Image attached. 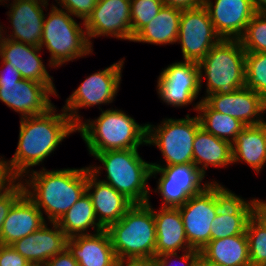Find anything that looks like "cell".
<instances>
[{
	"mask_svg": "<svg viewBox=\"0 0 266 266\" xmlns=\"http://www.w3.org/2000/svg\"><path fill=\"white\" fill-rule=\"evenodd\" d=\"M52 107L44 114L20 118V131L17 150L14 157L8 160L13 173L22 180L30 167L42 163L56 147L73 132L76 125L62 109L55 114Z\"/></svg>",
	"mask_w": 266,
	"mask_h": 266,
	"instance_id": "1",
	"label": "cell"
},
{
	"mask_svg": "<svg viewBox=\"0 0 266 266\" xmlns=\"http://www.w3.org/2000/svg\"><path fill=\"white\" fill-rule=\"evenodd\" d=\"M29 173L23 183L25 194L47 214L50 223L57 222L86 192L88 167L52 171L43 167Z\"/></svg>",
	"mask_w": 266,
	"mask_h": 266,
	"instance_id": "2",
	"label": "cell"
},
{
	"mask_svg": "<svg viewBox=\"0 0 266 266\" xmlns=\"http://www.w3.org/2000/svg\"><path fill=\"white\" fill-rule=\"evenodd\" d=\"M87 122V123H86ZM76 126L90 155L108 150L135 149L147 145V124L139 125L122 110L107 109L95 120Z\"/></svg>",
	"mask_w": 266,
	"mask_h": 266,
	"instance_id": "3",
	"label": "cell"
},
{
	"mask_svg": "<svg viewBox=\"0 0 266 266\" xmlns=\"http://www.w3.org/2000/svg\"><path fill=\"white\" fill-rule=\"evenodd\" d=\"M117 259L155 257L156 227L150 201L133 204L107 229Z\"/></svg>",
	"mask_w": 266,
	"mask_h": 266,
	"instance_id": "4",
	"label": "cell"
},
{
	"mask_svg": "<svg viewBox=\"0 0 266 266\" xmlns=\"http://www.w3.org/2000/svg\"><path fill=\"white\" fill-rule=\"evenodd\" d=\"M137 149L108 150L93 156L107 172V181H101L111 185L133 204H144L149 202L147 181L151 177L152 166L140 157Z\"/></svg>",
	"mask_w": 266,
	"mask_h": 266,
	"instance_id": "5",
	"label": "cell"
},
{
	"mask_svg": "<svg viewBox=\"0 0 266 266\" xmlns=\"http://www.w3.org/2000/svg\"><path fill=\"white\" fill-rule=\"evenodd\" d=\"M245 53L238 39H221L211 48L198 63L200 89L203 75L207 80L206 96L229 94L245 86Z\"/></svg>",
	"mask_w": 266,
	"mask_h": 266,
	"instance_id": "6",
	"label": "cell"
},
{
	"mask_svg": "<svg viewBox=\"0 0 266 266\" xmlns=\"http://www.w3.org/2000/svg\"><path fill=\"white\" fill-rule=\"evenodd\" d=\"M51 8L49 17L44 18L40 43V48L45 46L51 54L50 67L56 68L72 59L92 53L93 47L88 40L85 27L82 29L68 11L55 5Z\"/></svg>",
	"mask_w": 266,
	"mask_h": 266,
	"instance_id": "7",
	"label": "cell"
},
{
	"mask_svg": "<svg viewBox=\"0 0 266 266\" xmlns=\"http://www.w3.org/2000/svg\"><path fill=\"white\" fill-rule=\"evenodd\" d=\"M234 194L216 181L210 182L202 192L178 207L186 238L193 249L201 251L211 241V223Z\"/></svg>",
	"mask_w": 266,
	"mask_h": 266,
	"instance_id": "8",
	"label": "cell"
},
{
	"mask_svg": "<svg viewBox=\"0 0 266 266\" xmlns=\"http://www.w3.org/2000/svg\"><path fill=\"white\" fill-rule=\"evenodd\" d=\"M201 126L198 116L172 119L165 118L160 125L147 124V144L156 145L166 165L193 164V141Z\"/></svg>",
	"mask_w": 266,
	"mask_h": 266,
	"instance_id": "9",
	"label": "cell"
},
{
	"mask_svg": "<svg viewBox=\"0 0 266 266\" xmlns=\"http://www.w3.org/2000/svg\"><path fill=\"white\" fill-rule=\"evenodd\" d=\"M124 59L112 64L102 71L87 77L69 96L62 108L77 126L82 118L77 113L79 108L112 103L117 95Z\"/></svg>",
	"mask_w": 266,
	"mask_h": 266,
	"instance_id": "10",
	"label": "cell"
},
{
	"mask_svg": "<svg viewBox=\"0 0 266 266\" xmlns=\"http://www.w3.org/2000/svg\"><path fill=\"white\" fill-rule=\"evenodd\" d=\"M151 166V177L157 173L161 175L155 192L162 196V207L178 208L210 184L202 185L205 175L194 164L161 166L151 163Z\"/></svg>",
	"mask_w": 266,
	"mask_h": 266,
	"instance_id": "11",
	"label": "cell"
},
{
	"mask_svg": "<svg viewBox=\"0 0 266 266\" xmlns=\"http://www.w3.org/2000/svg\"><path fill=\"white\" fill-rule=\"evenodd\" d=\"M220 40L203 5L182 10L177 42L181 44L184 61L199 63Z\"/></svg>",
	"mask_w": 266,
	"mask_h": 266,
	"instance_id": "12",
	"label": "cell"
},
{
	"mask_svg": "<svg viewBox=\"0 0 266 266\" xmlns=\"http://www.w3.org/2000/svg\"><path fill=\"white\" fill-rule=\"evenodd\" d=\"M200 70L193 61L175 62L159 75L157 91L161 100L174 107H182L193 102L199 95Z\"/></svg>",
	"mask_w": 266,
	"mask_h": 266,
	"instance_id": "13",
	"label": "cell"
},
{
	"mask_svg": "<svg viewBox=\"0 0 266 266\" xmlns=\"http://www.w3.org/2000/svg\"><path fill=\"white\" fill-rule=\"evenodd\" d=\"M83 26L90 44L99 36L132 41L130 0H98Z\"/></svg>",
	"mask_w": 266,
	"mask_h": 266,
	"instance_id": "14",
	"label": "cell"
},
{
	"mask_svg": "<svg viewBox=\"0 0 266 266\" xmlns=\"http://www.w3.org/2000/svg\"><path fill=\"white\" fill-rule=\"evenodd\" d=\"M56 94L47 84L33 80L0 81V100L21 118L41 115L49 111L54 104L49 99Z\"/></svg>",
	"mask_w": 266,
	"mask_h": 266,
	"instance_id": "15",
	"label": "cell"
},
{
	"mask_svg": "<svg viewBox=\"0 0 266 266\" xmlns=\"http://www.w3.org/2000/svg\"><path fill=\"white\" fill-rule=\"evenodd\" d=\"M212 110L239 120L245 126L264 123L266 101L245 86L229 94H210L202 99ZM259 116V117H258Z\"/></svg>",
	"mask_w": 266,
	"mask_h": 266,
	"instance_id": "16",
	"label": "cell"
},
{
	"mask_svg": "<svg viewBox=\"0 0 266 266\" xmlns=\"http://www.w3.org/2000/svg\"><path fill=\"white\" fill-rule=\"evenodd\" d=\"M216 33L221 39H240L257 13L254 0H204Z\"/></svg>",
	"mask_w": 266,
	"mask_h": 266,
	"instance_id": "17",
	"label": "cell"
},
{
	"mask_svg": "<svg viewBox=\"0 0 266 266\" xmlns=\"http://www.w3.org/2000/svg\"><path fill=\"white\" fill-rule=\"evenodd\" d=\"M101 166L88 167L86 192L92 200L98 223L107 229L118 222L133 203L111 185L98 179ZM94 188L93 191H90Z\"/></svg>",
	"mask_w": 266,
	"mask_h": 266,
	"instance_id": "18",
	"label": "cell"
},
{
	"mask_svg": "<svg viewBox=\"0 0 266 266\" xmlns=\"http://www.w3.org/2000/svg\"><path fill=\"white\" fill-rule=\"evenodd\" d=\"M47 2V0H14L8 12L13 34L4 38L40 47L45 18L41 6L46 8Z\"/></svg>",
	"mask_w": 266,
	"mask_h": 266,
	"instance_id": "19",
	"label": "cell"
},
{
	"mask_svg": "<svg viewBox=\"0 0 266 266\" xmlns=\"http://www.w3.org/2000/svg\"><path fill=\"white\" fill-rule=\"evenodd\" d=\"M40 47L13 41L7 38L2 39L0 45V59L15 67L23 79L33 80L47 84L56 94V89L51 77L41 60Z\"/></svg>",
	"mask_w": 266,
	"mask_h": 266,
	"instance_id": "20",
	"label": "cell"
},
{
	"mask_svg": "<svg viewBox=\"0 0 266 266\" xmlns=\"http://www.w3.org/2000/svg\"><path fill=\"white\" fill-rule=\"evenodd\" d=\"M47 223L34 233L16 240L11 246L20 253L30 264H45L52 257L66 248L68 237L56 222Z\"/></svg>",
	"mask_w": 266,
	"mask_h": 266,
	"instance_id": "21",
	"label": "cell"
},
{
	"mask_svg": "<svg viewBox=\"0 0 266 266\" xmlns=\"http://www.w3.org/2000/svg\"><path fill=\"white\" fill-rule=\"evenodd\" d=\"M66 248L79 266H116L117 264L118 259L106 229L93 234L70 237L66 241Z\"/></svg>",
	"mask_w": 266,
	"mask_h": 266,
	"instance_id": "22",
	"label": "cell"
},
{
	"mask_svg": "<svg viewBox=\"0 0 266 266\" xmlns=\"http://www.w3.org/2000/svg\"><path fill=\"white\" fill-rule=\"evenodd\" d=\"M44 224L46 220L42 212L24 193L14 203L4 220L0 244L12 245L16 240L34 233Z\"/></svg>",
	"mask_w": 266,
	"mask_h": 266,
	"instance_id": "23",
	"label": "cell"
},
{
	"mask_svg": "<svg viewBox=\"0 0 266 266\" xmlns=\"http://www.w3.org/2000/svg\"><path fill=\"white\" fill-rule=\"evenodd\" d=\"M260 200L249 202L234 194L218 211L211 223V240L246 232L249 219L257 211Z\"/></svg>",
	"mask_w": 266,
	"mask_h": 266,
	"instance_id": "24",
	"label": "cell"
},
{
	"mask_svg": "<svg viewBox=\"0 0 266 266\" xmlns=\"http://www.w3.org/2000/svg\"><path fill=\"white\" fill-rule=\"evenodd\" d=\"M153 210L156 227L155 256L193 249L186 238L184 224L178 208L162 207Z\"/></svg>",
	"mask_w": 266,
	"mask_h": 266,
	"instance_id": "25",
	"label": "cell"
},
{
	"mask_svg": "<svg viewBox=\"0 0 266 266\" xmlns=\"http://www.w3.org/2000/svg\"><path fill=\"white\" fill-rule=\"evenodd\" d=\"M232 161H244L258 174L266 163V122L245 126L232 143Z\"/></svg>",
	"mask_w": 266,
	"mask_h": 266,
	"instance_id": "26",
	"label": "cell"
},
{
	"mask_svg": "<svg viewBox=\"0 0 266 266\" xmlns=\"http://www.w3.org/2000/svg\"><path fill=\"white\" fill-rule=\"evenodd\" d=\"M231 163L232 144L200 126L193 141V164L205 175L209 165L217 168Z\"/></svg>",
	"mask_w": 266,
	"mask_h": 266,
	"instance_id": "27",
	"label": "cell"
},
{
	"mask_svg": "<svg viewBox=\"0 0 266 266\" xmlns=\"http://www.w3.org/2000/svg\"><path fill=\"white\" fill-rule=\"evenodd\" d=\"M200 254L217 266H251L246 233L211 240Z\"/></svg>",
	"mask_w": 266,
	"mask_h": 266,
	"instance_id": "28",
	"label": "cell"
},
{
	"mask_svg": "<svg viewBox=\"0 0 266 266\" xmlns=\"http://www.w3.org/2000/svg\"><path fill=\"white\" fill-rule=\"evenodd\" d=\"M181 14L182 10L163 5L157 16L142 27L132 41L157 45L174 44L178 39Z\"/></svg>",
	"mask_w": 266,
	"mask_h": 266,
	"instance_id": "29",
	"label": "cell"
},
{
	"mask_svg": "<svg viewBox=\"0 0 266 266\" xmlns=\"http://www.w3.org/2000/svg\"><path fill=\"white\" fill-rule=\"evenodd\" d=\"M56 223L68 238L91 234L87 233L90 227L95 229V233L104 229L98 223L92 200L87 192Z\"/></svg>",
	"mask_w": 266,
	"mask_h": 266,
	"instance_id": "30",
	"label": "cell"
},
{
	"mask_svg": "<svg viewBox=\"0 0 266 266\" xmlns=\"http://www.w3.org/2000/svg\"><path fill=\"white\" fill-rule=\"evenodd\" d=\"M194 107V110L199 112L201 127L231 144L235 141L237 134L245 127L242 122L230 115L212 110L202 99Z\"/></svg>",
	"mask_w": 266,
	"mask_h": 266,
	"instance_id": "31",
	"label": "cell"
},
{
	"mask_svg": "<svg viewBox=\"0 0 266 266\" xmlns=\"http://www.w3.org/2000/svg\"><path fill=\"white\" fill-rule=\"evenodd\" d=\"M251 266H266V219L256 211L246 227Z\"/></svg>",
	"mask_w": 266,
	"mask_h": 266,
	"instance_id": "32",
	"label": "cell"
},
{
	"mask_svg": "<svg viewBox=\"0 0 266 266\" xmlns=\"http://www.w3.org/2000/svg\"><path fill=\"white\" fill-rule=\"evenodd\" d=\"M245 87L266 101V53H245Z\"/></svg>",
	"mask_w": 266,
	"mask_h": 266,
	"instance_id": "33",
	"label": "cell"
},
{
	"mask_svg": "<svg viewBox=\"0 0 266 266\" xmlns=\"http://www.w3.org/2000/svg\"><path fill=\"white\" fill-rule=\"evenodd\" d=\"M239 40L245 52L266 53V14L257 12Z\"/></svg>",
	"mask_w": 266,
	"mask_h": 266,
	"instance_id": "34",
	"label": "cell"
},
{
	"mask_svg": "<svg viewBox=\"0 0 266 266\" xmlns=\"http://www.w3.org/2000/svg\"><path fill=\"white\" fill-rule=\"evenodd\" d=\"M130 3L132 36L149 24L164 5L163 0H130Z\"/></svg>",
	"mask_w": 266,
	"mask_h": 266,
	"instance_id": "35",
	"label": "cell"
},
{
	"mask_svg": "<svg viewBox=\"0 0 266 266\" xmlns=\"http://www.w3.org/2000/svg\"><path fill=\"white\" fill-rule=\"evenodd\" d=\"M56 2L58 5L61 4L62 9L67 10L72 16L74 15L84 22L92 13L98 0H56Z\"/></svg>",
	"mask_w": 266,
	"mask_h": 266,
	"instance_id": "36",
	"label": "cell"
},
{
	"mask_svg": "<svg viewBox=\"0 0 266 266\" xmlns=\"http://www.w3.org/2000/svg\"><path fill=\"white\" fill-rule=\"evenodd\" d=\"M25 193L23 181L18 182L5 194L0 196V237L2 227L9 210L12 208L14 203Z\"/></svg>",
	"mask_w": 266,
	"mask_h": 266,
	"instance_id": "37",
	"label": "cell"
},
{
	"mask_svg": "<svg viewBox=\"0 0 266 266\" xmlns=\"http://www.w3.org/2000/svg\"><path fill=\"white\" fill-rule=\"evenodd\" d=\"M181 255L182 256H179L177 255V253H165L160 256H155L156 266H173V264L170 261L172 260V257L173 258L177 257L178 259H180L183 266H194L197 259L201 256L200 251L196 249L184 251V253Z\"/></svg>",
	"mask_w": 266,
	"mask_h": 266,
	"instance_id": "38",
	"label": "cell"
},
{
	"mask_svg": "<svg viewBox=\"0 0 266 266\" xmlns=\"http://www.w3.org/2000/svg\"><path fill=\"white\" fill-rule=\"evenodd\" d=\"M31 264L11 245L0 244V266H30Z\"/></svg>",
	"mask_w": 266,
	"mask_h": 266,
	"instance_id": "39",
	"label": "cell"
},
{
	"mask_svg": "<svg viewBox=\"0 0 266 266\" xmlns=\"http://www.w3.org/2000/svg\"><path fill=\"white\" fill-rule=\"evenodd\" d=\"M20 180L12 171L8 161L0 158V196L7 193Z\"/></svg>",
	"mask_w": 266,
	"mask_h": 266,
	"instance_id": "40",
	"label": "cell"
},
{
	"mask_svg": "<svg viewBox=\"0 0 266 266\" xmlns=\"http://www.w3.org/2000/svg\"><path fill=\"white\" fill-rule=\"evenodd\" d=\"M44 266H79L78 262L71 255L67 248H65L61 253H58L50 260H48Z\"/></svg>",
	"mask_w": 266,
	"mask_h": 266,
	"instance_id": "41",
	"label": "cell"
},
{
	"mask_svg": "<svg viewBox=\"0 0 266 266\" xmlns=\"http://www.w3.org/2000/svg\"><path fill=\"white\" fill-rule=\"evenodd\" d=\"M116 266H156L155 257L118 259Z\"/></svg>",
	"mask_w": 266,
	"mask_h": 266,
	"instance_id": "42",
	"label": "cell"
},
{
	"mask_svg": "<svg viewBox=\"0 0 266 266\" xmlns=\"http://www.w3.org/2000/svg\"><path fill=\"white\" fill-rule=\"evenodd\" d=\"M164 5L180 10L194 9L203 5L204 0H163Z\"/></svg>",
	"mask_w": 266,
	"mask_h": 266,
	"instance_id": "43",
	"label": "cell"
},
{
	"mask_svg": "<svg viewBox=\"0 0 266 266\" xmlns=\"http://www.w3.org/2000/svg\"><path fill=\"white\" fill-rule=\"evenodd\" d=\"M4 64V65H3ZM3 69L0 71V81H20V72L8 62H2Z\"/></svg>",
	"mask_w": 266,
	"mask_h": 266,
	"instance_id": "44",
	"label": "cell"
},
{
	"mask_svg": "<svg viewBox=\"0 0 266 266\" xmlns=\"http://www.w3.org/2000/svg\"><path fill=\"white\" fill-rule=\"evenodd\" d=\"M256 12L266 14V0H254Z\"/></svg>",
	"mask_w": 266,
	"mask_h": 266,
	"instance_id": "45",
	"label": "cell"
},
{
	"mask_svg": "<svg viewBox=\"0 0 266 266\" xmlns=\"http://www.w3.org/2000/svg\"><path fill=\"white\" fill-rule=\"evenodd\" d=\"M257 211L266 219V202L261 200L258 204Z\"/></svg>",
	"mask_w": 266,
	"mask_h": 266,
	"instance_id": "46",
	"label": "cell"
},
{
	"mask_svg": "<svg viewBox=\"0 0 266 266\" xmlns=\"http://www.w3.org/2000/svg\"><path fill=\"white\" fill-rule=\"evenodd\" d=\"M194 266H217L212 263L207 262L203 257H199Z\"/></svg>",
	"mask_w": 266,
	"mask_h": 266,
	"instance_id": "47",
	"label": "cell"
},
{
	"mask_svg": "<svg viewBox=\"0 0 266 266\" xmlns=\"http://www.w3.org/2000/svg\"><path fill=\"white\" fill-rule=\"evenodd\" d=\"M2 28H4V27H1V26H0V45H1L2 39H3V37H4V36H3L4 34H2V31H3V33H4V30H3Z\"/></svg>",
	"mask_w": 266,
	"mask_h": 266,
	"instance_id": "48",
	"label": "cell"
},
{
	"mask_svg": "<svg viewBox=\"0 0 266 266\" xmlns=\"http://www.w3.org/2000/svg\"><path fill=\"white\" fill-rule=\"evenodd\" d=\"M30 266H44L43 264H31Z\"/></svg>",
	"mask_w": 266,
	"mask_h": 266,
	"instance_id": "49",
	"label": "cell"
}]
</instances>
